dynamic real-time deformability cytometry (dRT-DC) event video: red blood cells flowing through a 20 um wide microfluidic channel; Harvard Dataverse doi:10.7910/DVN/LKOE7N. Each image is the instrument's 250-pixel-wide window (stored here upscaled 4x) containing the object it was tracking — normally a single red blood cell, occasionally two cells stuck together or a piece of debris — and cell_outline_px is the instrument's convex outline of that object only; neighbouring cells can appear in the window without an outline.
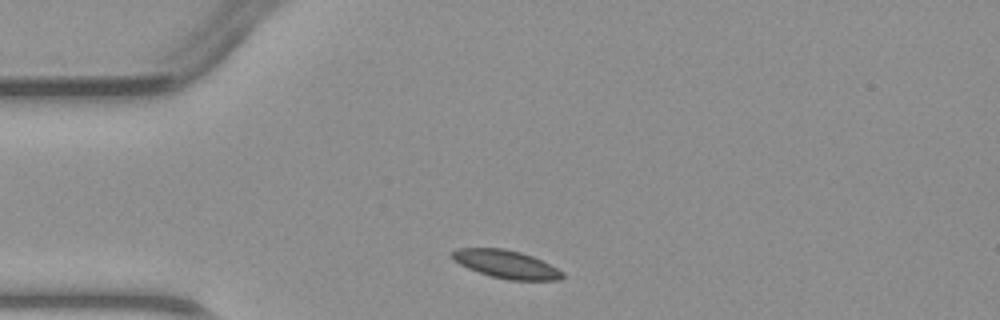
{"species": "common noctule bat (a hibernating species)", "species_latin": "Nyctalus noctula", "temperature_condition": "warm", "stored_images_in_passage": 3, "camera_frame_rate_fps": 3000, "um_per_image_px": 0.085, "animal": {"sex": "male", "body_mass_g": 23.1, "forearm_length_mm": 52.7}, "frame": {"image": 1, "passage_image": 1, "time_ms": 0.0, "image_size_px": [1000, 320], "cell_outline_px": [[564, 276], [560, 280], [508, 280], [492, 276], [468, 268], [452, 260], [448, 252], [456, 248], [504, 248], [520, 252], [532, 256], [564, 272]], "centroid_in_image_um": [42.97, 22.45], "position_along_channel_um": 42.0, "area_um2": 18.03}}
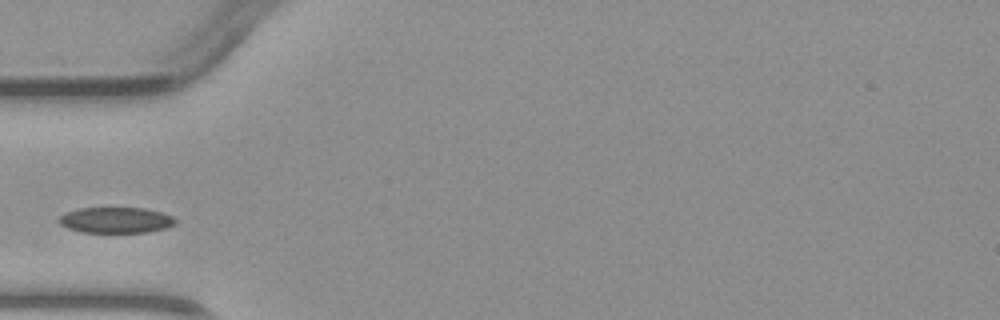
{"frame": {"image": 2, "passage_image": 2, "time_ms": 1.333, "image_size_px": [1000, 320], "cell_outline_px": [[176, 224], [168, 228], [148, 232], [84, 232], [68, 228], [60, 224], [56, 220], [60, 216], [68, 212], [80, 208], [144, 208], [160, 212], [172, 216], [176, 220]], "centroid_in_image_um": [9.87, 18.71], "position_along_channel_um": 75.1, "area_um2": 17.46}}
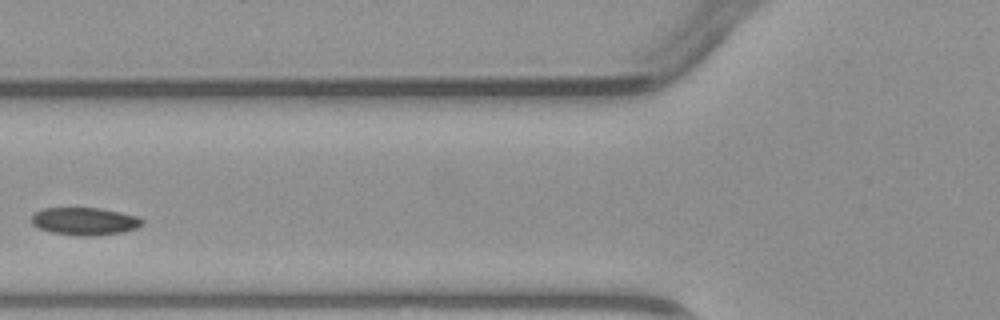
{"frame": {"image": 3, "passage_image": 3, "time_ms": 2.333, "image_size_px": [1000, 320], "cell_outline_px": [[144, 224], [136, 228], [124, 232], [52, 232], [40, 228], [32, 224], [32, 216], [36, 212], [44, 208], [100, 208], [140, 216], [144, 220]], "centroid_in_image_um": [7.25, 18.73], "position_along_channel_um": 118.6, "area_um2": 16.65}}